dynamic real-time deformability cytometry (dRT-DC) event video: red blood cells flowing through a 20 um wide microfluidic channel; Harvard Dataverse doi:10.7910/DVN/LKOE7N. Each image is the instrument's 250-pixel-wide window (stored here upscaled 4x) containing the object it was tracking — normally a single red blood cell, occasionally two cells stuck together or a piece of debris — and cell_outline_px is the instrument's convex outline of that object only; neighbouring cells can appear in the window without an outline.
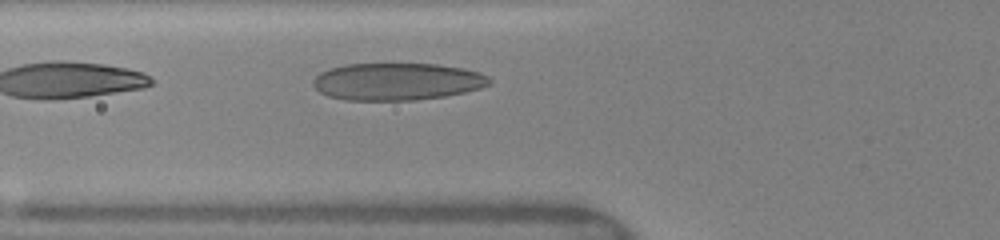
{"species": "human", "species_latin": "Homo sapiens", "temperature_condition": "warm", "stored_images_in_passage": 6, "camera_frame_rate_fps": 3000, "um_per_image_px": 0.085, "donor": {"sex": "female"}, "frame": {"image": 1, "passage_image": 3, "time_ms": 1.0, "image_size_px": [1000, 240], "cell_outline_px": [[492, 84], [480, 88], [464, 92], [444, 96], [416, 100], [344, 100], [328, 96], [320, 92], [312, 84], [312, 80], [320, 72], [328, 68], [348, 64], [436, 64], [464, 68], [480, 72], [488, 76], [492, 80]], "centroid_in_image_um": [33.76, 6.93], "position_along_channel_um": 92.0, "area_um2": 38.49}}
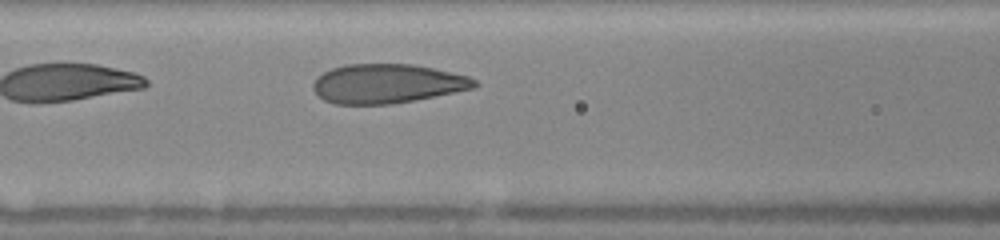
{"frame": {"image": 2, "passage_image": 6, "time_ms": 2.0, "image_size_px": [1000, 240], "cell_outline_px": [[480, 84], [476, 88], [412, 100], [388, 104], [332, 104], [324, 100], [312, 88], [312, 84], [316, 76], [332, 68], [344, 64], [412, 64], [432, 68], [468, 76], [476, 80]], "centroid_in_image_um": [32.89, 7.1], "position_along_channel_um": 133.7, "area_um2": 36.82}}